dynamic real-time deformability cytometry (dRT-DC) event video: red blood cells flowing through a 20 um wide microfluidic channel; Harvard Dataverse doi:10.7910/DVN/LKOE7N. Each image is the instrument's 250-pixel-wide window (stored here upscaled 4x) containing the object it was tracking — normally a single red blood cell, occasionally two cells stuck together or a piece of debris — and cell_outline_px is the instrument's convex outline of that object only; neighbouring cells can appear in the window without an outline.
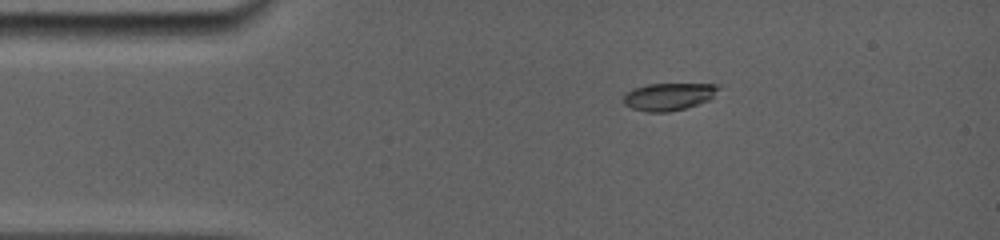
{"species": "common noctule bat (a hibernating species)", "species_latin": "Nyctalus noctula", "temperature_condition": "room temperature", "stored_images_in_passage": 4, "camera_frame_rate_fps": 5000, "um_per_image_px": 0.085, "animal": {"sex": "female", "body_mass_g": 19.0, "forearm_length_mm": 56.7}, "frame": {"image": 1, "passage_image": 1, "time_ms": 0.0, "image_size_px": [1000, 240], "cell_outline_px": [[720, 88], [708, 100], [684, 108], [668, 112], [644, 112], [632, 108], [624, 104], [624, 96], [632, 88], [648, 84], [720, 84]], "centroid_in_image_um": [56.82, 8.2], "position_along_channel_um": 28.2, "area_um2": 15.03}}
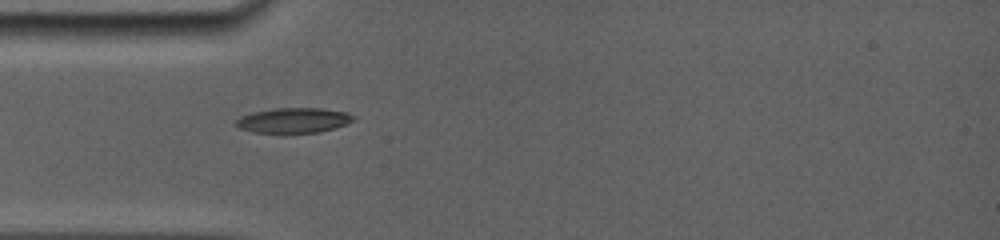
{"frame": {"image": 2, "passage_image": 3, "time_ms": 2.0, "image_size_px": [1000, 240], "cell_outline_px": [[356, 120], [320, 132], [252, 132], [240, 128], [236, 124], [236, 120], [240, 116], [252, 112], [272, 108], [320, 108], [348, 112], [356, 116]], "centroid_in_image_um": [24.97, 10.21], "position_along_channel_um": 60.0, "area_um2": 17.05}}
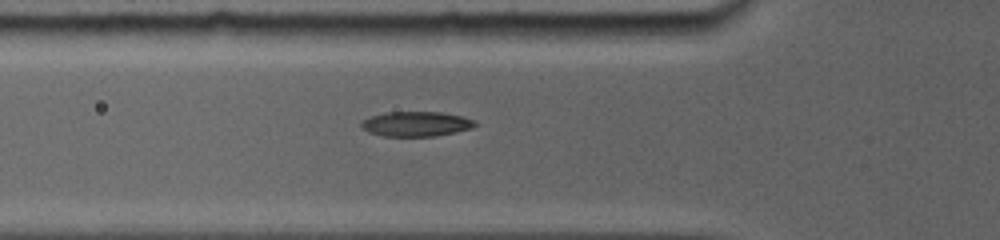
{"frame": {"image": 3, "passage_image": 4, "time_ms": 2.8, "image_size_px": [1000, 240], "cell_outline_px": [[476, 124], [472, 128], [456, 132], [436, 136], [384, 136], [368, 132], [360, 124], [360, 120], [384, 112], [440, 112], [460, 116], [476, 120]], "centroid_in_image_um": [35.36, 10.53], "position_along_channel_um": 90.4, "area_um2": 16.47}}